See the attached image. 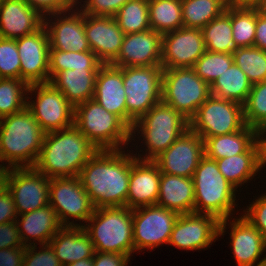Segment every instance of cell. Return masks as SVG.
Returning a JSON list of instances; mask_svg holds the SVG:
<instances>
[{
	"label": "cell",
	"instance_id": "1",
	"mask_svg": "<svg viewBox=\"0 0 266 266\" xmlns=\"http://www.w3.org/2000/svg\"><path fill=\"white\" fill-rule=\"evenodd\" d=\"M130 153L98 150L81 169L78 177L95 208L126 205Z\"/></svg>",
	"mask_w": 266,
	"mask_h": 266
},
{
	"label": "cell",
	"instance_id": "2",
	"mask_svg": "<svg viewBox=\"0 0 266 266\" xmlns=\"http://www.w3.org/2000/svg\"><path fill=\"white\" fill-rule=\"evenodd\" d=\"M74 125L45 133L34 168L48 178L76 177L98 151Z\"/></svg>",
	"mask_w": 266,
	"mask_h": 266
},
{
	"label": "cell",
	"instance_id": "3",
	"mask_svg": "<svg viewBox=\"0 0 266 266\" xmlns=\"http://www.w3.org/2000/svg\"><path fill=\"white\" fill-rule=\"evenodd\" d=\"M44 136L45 132L27 108L1 118V165L3 163V166L8 168L34 167L42 148Z\"/></svg>",
	"mask_w": 266,
	"mask_h": 266
},
{
	"label": "cell",
	"instance_id": "4",
	"mask_svg": "<svg viewBox=\"0 0 266 266\" xmlns=\"http://www.w3.org/2000/svg\"><path fill=\"white\" fill-rule=\"evenodd\" d=\"M188 128L189 120L180 112L162 101L157 103L140 119L136 120L130 130L131 141L134 140L135 137L133 136H136V132L139 134L141 132L140 137H143L142 141L147 147L146 155H143L144 158L139 152L134 156L140 160H154Z\"/></svg>",
	"mask_w": 266,
	"mask_h": 266
},
{
	"label": "cell",
	"instance_id": "5",
	"mask_svg": "<svg viewBox=\"0 0 266 266\" xmlns=\"http://www.w3.org/2000/svg\"><path fill=\"white\" fill-rule=\"evenodd\" d=\"M192 180L195 192L194 213L210 214L219 221L230 219L236 206L235 193L238 190L222 175L216 160L204 155Z\"/></svg>",
	"mask_w": 266,
	"mask_h": 266
},
{
	"label": "cell",
	"instance_id": "6",
	"mask_svg": "<svg viewBox=\"0 0 266 266\" xmlns=\"http://www.w3.org/2000/svg\"><path fill=\"white\" fill-rule=\"evenodd\" d=\"M86 223L83 228L95 251L129 257L134 254L132 209L126 206L95 208Z\"/></svg>",
	"mask_w": 266,
	"mask_h": 266
},
{
	"label": "cell",
	"instance_id": "7",
	"mask_svg": "<svg viewBox=\"0 0 266 266\" xmlns=\"http://www.w3.org/2000/svg\"><path fill=\"white\" fill-rule=\"evenodd\" d=\"M74 126L99 150H124L131 142V129L93 98L75 107Z\"/></svg>",
	"mask_w": 266,
	"mask_h": 266
},
{
	"label": "cell",
	"instance_id": "8",
	"mask_svg": "<svg viewBox=\"0 0 266 266\" xmlns=\"http://www.w3.org/2000/svg\"><path fill=\"white\" fill-rule=\"evenodd\" d=\"M161 101L190 120L211 95L210 85L192 67L163 69Z\"/></svg>",
	"mask_w": 266,
	"mask_h": 266
},
{
	"label": "cell",
	"instance_id": "9",
	"mask_svg": "<svg viewBox=\"0 0 266 266\" xmlns=\"http://www.w3.org/2000/svg\"><path fill=\"white\" fill-rule=\"evenodd\" d=\"M162 66L123 67V86L126 94L127 126L161 102Z\"/></svg>",
	"mask_w": 266,
	"mask_h": 266
},
{
	"label": "cell",
	"instance_id": "10",
	"mask_svg": "<svg viewBox=\"0 0 266 266\" xmlns=\"http://www.w3.org/2000/svg\"><path fill=\"white\" fill-rule=\"evenodd\" d=\"M243 105L210 95L189 120V128L204 140L230 134L245 126Z\"/></svg>",
	"mask_w": 266,
	"mask_h": 266
},
{
	"label": "cell",
	"instance_id": "11",
	"mask_svg": "<svg viewBox=\"0 0 266 266\" xmlns=\"http://www.w3.org/2000/svg\"><path fill=\"white\" fill-rule=\"evenodd\" d=\"M34 92L36 102L26 96V108L45 133L74 125L75 107L50 82L29 85L27 95Z\"/></svg>",
	"mask_w": 266,
	"mask_h": 266
},
{
	"label": "cell",
	"instance_id": "12",
	"mask_svg": "<svg viewBox=\"0 0 266 266\" xmlns=\"http://www.w3.org/2000/svg\"><path fill=\"white\" fill-rule=\"evenodd\" d=\"M49 205L55 210L62 226L83 227L81 223H74V219L86 223L95 210L78 176L50 178Z\"/></svg>",
	"mask_w": 266,
	"mask_h": 266
},
{
	"label": "cell",
	"instance_id": "13",
	"mask_svg": "<svg viewBox=\"0 0 266 266\" xmlns=\"http://www.w3.org/2000/svg\"><path fill=\"white\" fill-rule=\"evenodd\" d=\"M179 214L157 204L132 210L134 251L168 244Z\"/></svg>",
	"mask_w": 266,
	"mask_h": 266
},
{
	"label": "cell",
	"instance_id": "14",
	"mask_svg": "<svg viewBox=\"0 0 266 266\" xmlns=\"http://www.w3.org/2000/svg\"><path fill=\"white\" fill-rule=\"evenodd\" d=\"M49 181L50 178L34 167L10 168L6 187L18 215L49 205Z\"/></svg>",
	"mask_w": 266,
	"mask_h": 266
},
{
	"label": "cell",
	"instance_id": "15",
	"mask_svg": "<svg viewBox=\"0 0 266 266\" xmlns=\"http://www.w3.org/2000/svg\"><path fill=\"white\" fill-rule=\"evenodd\" d=\"M75 7L44 17L50 49L73 52L91 51L85 32V14L77 8V4ZM50 17L56 20H50Z\"/></svg>",
	"mask_w": 266,
	"mask_h": 266
},
{
	"label": "cell",
	"instance_id": "16",
	"mask_svg": "<svg viewBox=\"0 0 266 266\" xmlns=\"http://www.w3.org/2000/svg\"><path fill=\"white\" fill-rule=\"evenodd\" d=\"M20 79L28 85L49 83V36L43 25L39 30L16 39Z\"/></svg>",
	"mask_w": 266,
	"mask_h": 266
},
{
	"label": "cell",
	"instance_id": "17",
	"mask_svg": "<svg viewBox=\"0 0 266 266\" xmlns=\"http://www.w3.org/2000/svg\"><path fill=\"white\" fill-rule=\"evenodd\" d=\"M204 156V140L188 128L168 149L153 161L161 173L192 178Z\"/></svg>",
	"mask_w": 266,
	"mask_h": 266
},
{
	"label": "cell",
	"instance_id": "18",
	"mask_svg": "<svg viewBox=\"0 0 266 266\" xmlns=\"http://www.w3.org/2000/svg\"><path fill=\"white\" fill-rule=\"evenodd\" d=\"M205 51L201 29L182 27L163 34L161 66L163 69L193 67Z\"/></svg>",
	"mask_w": 266,
	"mask_h": 266
},
{
	"label": "cell",
	"instance_id": "19",
	"mask_svg": "<svg viewBox=\"0 0 266 266\" xmlns=\"http://www.w3.org/2000/svg\"><path fill=\"white\" fill-rule=\"evenodd\" d=\"M220 221L210 214H179L171 232L170 245L184 250H202L217 240Z\"/></svg>",
	"mask_w": 266,
	"mask_h": 266
},
{
	"label": "cell",
	"instance_id": "20",
	"mask_svg": "<svg viewBox=\"0 0 266 266\" xmlns=\"http://www.w3.org/2000/svg\"><path fill=\"white\" fill-rule=\"evenodd\" d=\"M162 36L153 29L125 34L121 50L111 65L116 67L161 66Z\"/></svg>",
	"mask_w": 266,
	"mask_h": 266
},
{
	"label": "cell",
	"instance_id": "21",
	"mask_svg": "<svg viewBox=\"0 0 266 266\" xmlns=\"http://www.w3.org/2000/svg\"><path fill=\"white\" fill-rule=\"evenodd\" d=\"M161 171L153 160H140L130 154V178L126 207L155 205L159 196Z\"/></svg>",
	"mask_w": 266,
	"mask_h": 266
},
{
	"label": "cell",
	"instance_id": "22",
	"mask_svg": "<svg viewBox=\"0 0 266 266\" xmlns=\"http://www.w3.org/2000/svg\"><path fill=\"white\" fill-rule=\"evenodd\" d=\"M221 220L219 223L218 236L224 235L227 225H230V239L233 257L237 266H255L263 252L266 251V241L261 232L252 226L243 216L233 219Z\"/></svg>",
	"mask_w": 266,
	"mask_h": 266
},
{
	"label": "cell",
	"instance_id": "23",
	"mask_svg": "<svg viewBox=\"0 0 266 266\" xmlns=\"http://www.w3.org/2000/svg\"><path fill=\"white\" fill-rule=\"evenodd\" d=\"M85 32L91 51L103 64H111L117 58L125 36L115 18L85 14Z\"/></svg>",
	"mask_w": 266,
	"mask_h": 266
},
{
	"label": "cell",
	"instance_id": "24",
	"mask_svg": "<svg viewBox=\"0 0 266 266\" xmlns=\"http://www.w3.org/2000/svg\"><path fill=\"white\" fill-rule=\"evenodd\" d=\"M44 25V17L24 0L0 1V37L19 39Z\"/></svg>",
	"mask_w": 266,
	"mask_h": 266
},
{
	"label": "cell",
	"instance_id": "25",
	"mask_svg": "<svg viewBox=\"0 0 266 266\" xmlns=\"http://www.w3.org/2000/svg\"><path fill=\"white\" fill-rule=\"evenodd\" d=\"M93 99L127 125L123 67L103 64L96 75Z\"/></svg>",
	"mask_w": 266,
	"mask_h": 266
},
{
	"label": "cell",
	"instance_id": "26",
	"mask_svg": "<svg viewBox=\"0 0 266 266\" xmlns=\"http://www.w3.org/2000/svg\"><path fill=\"white\" fill-rule=\"evenodd\" d=\"M56 257L66 266L85 258H93L95 249L82 226H63L50 240Z\"/></svg>",
	"mask_w": 266,
	"mask_h": 266
},
{
	"label": "cell",
	"instance_id": "27",
	"mask_svg": "<svg viewBox=\"0 0 266 266\" xmlns=\"http://www.w3.org/2000/svg\"><path fill=\"white\" fill-rule=\"evenodd\" d=\"M18 216L21 221L16 220V223L24 246L34 245L36 240L39 245L49 244L51 238L63 227L50 205Z\"/></svg>",
	"mask_w": 266,
	"mask_h": 266
},
{
	"label": "cell",
	"instance_id": "28",
	"mask_svg": "<svg viewBox=\"0 0 266 266\" xmlns=\"http://www.w3.org/2000/svg\"><path fill=\"white\" fill-rule=\"evenodd\" d=\"M195 192L192 178L161 173L157 205L178 214L194 213Z\"/></svg>",
	"mask_w": 266,
	"mask_h": 266
},
{
	"label": "cell",
	"instance_id": "29",
	"mask_svg": "<svg viewBox=\"0 0 266 266\" xmlns=\"http://www.w3.org/2000/svg\"><path fill=\"white\" fill-rule=\"evenodd\" d=\"M99 69H74L58 72L50 83L74 106L94 97L95 80Z\"/></svg>",
	"mask_w": 266,
	"mask_h": 266
},
{
	"label": "cell",
	"instance_id": "30",
	"mask_svg": "<svg viewBox=\"0 0 266 266\" xmlns=\"http://www.w3.org/2000/svg\"><path fill=\"white\" fill-rule=\"evenodd\" d=\"M216 163L222 175L236 189L247 184L262 169L259 139L245 153L218 159Z\"/></svg>",
	"mask_w": 266,
	"mask_h": 266
},
{
	"label": "cell",
	"instance_id": "31",
	"mask_svg": "<svg viewBox=\"0 0 266 266\" xmlns=\"http://www.w3.org/2000/svg\"><path fill=\"white\" fill-rule=\"evenodd\" d=\"M259 139V131L245 125L241 130L230 134L204 139V155L218 160L245 153Z\"/></svg>",
	"mask_w": 266,
	"mask_h": 266
},
{
	"label": "cell",
	"instance_id": "32",
	"mask_svg": "<svg viewBox=\"0 0 266 266\" xmlns=\"http://www.w3.org/2000/svg\"><path fill=\"white\" fill-rule=\"evenodd\" d=\"M206 50L233 54L239 47L233 39L231 24V2L225 11L202 29Z\"/></svg>",
	"mask_w": 266,
	"mask_h": 266
},
{
	"label": "cell",
	"instance_id": "33",
	"mask_svg": "<svg viewBox=\"0 0 266 266\" xmlns=\"http://www.w3.org/2000/svg\"><path fill=\"white\" fill-rule=\"evenodd\" d=\"M252 84L246 74L233 63L224 73L210 85L211 95L220 99L244 104L250 93Z\"/></svg>",
	"mask_w": 266,
	"mask_h": 266
},
{
	"label": "cell",
	"instance_id": "34",
	"mask_svg": "<svg viewBox=\"0 0 266 266\" xmlns=\"http://www.w3.org/2000/svg\"><path fill=\"white\" fill-rule=\"evenodd\" d=\"M151 29L165 34L183 26L182 0H148Z\"/></svg>",
	"mask_w": 266,
	"mask_h": 266
},
{
	"label": "cell",
	"instance_id": "35",
	"mask_svg": "<svg viewBox=\"0 0 266 266\" xmlns=\"http://www.w3.org/2000/svg\"><path fill=\"white\" fill-rule=\"evenodd\" d=\"M231 0H182V20L186 28L202 29L225 11Z\"/></svg>",
	"mask_w": 266,
	"mask_h": 266
},
{
	"label": "cell",
	"instance_id": "36",
	"mask_svg": "<svg viewBox=\"0 0 266 266\" xmlns=\"http://www.w3.org/2000/svg\"><path fill=\"white\" fill-rule=\"evenodd\" d=\"M103 63L92 51L73 52L49 49L50 80L60 71L74 69H99Z\"/></svg>",
	"mask_w": 266,
	"mask_h": 266
},
{
	"label": "cell",
	"instance_id": "37",
	"mask_svg": "<svg viewBox=\"0 0 266 266\" xmlns=\"http://www.w3.org/2000/svg\"><path fill=\"white\" fill-rule=\"evenodd\" d=\"M231 24L233 39L238 47L254 46L256 8L231 1Z\"/></svg>",
	"mask_w": 266,
	"mask_h": 266
},
{
	"label": "cell",
	"instance_id": "38",
	"mask_svg": "<svg viewBox=\"0 0 266 266\" xmlns=\"http://www.w3.org/2000/svg\"><path fill=\"white\" fill-rule=\"evenodd\" d=\"M124 34L144 32L149 29L148 0H129L114 16Z\"/></svg>",
	"mask_w": 266,
	"mask_h": 266
},
{
	"label": "cell",
	"instance_id": "39",
	"mask_svg": "<svg viewBox=\"0 0 266 266\" xmlns=\"http://www.w3.org/2000/svg\"><path fill=\"white\" fill-rule=\"evenodd\" d=\"M28 88L21 79L0 78V119L26 108Z\"/></svg>",
	"mask_w": 266,
	"mask_h": 266
},
{
	"label": "cell",
	"instance_id": "40",
	"mask_svg": "<svg viewBox=\"0 0 266 266\" xmlns=\"http://www.w3.org/2000/svg\"><path fill=\"white\" fill-rule=\"evenodd\" d=\"M232 55L252 85L266 81V51L255 46L239 47Z\"/></svg>",
	"mask_w": 266,
	"mask_h": 266
},
{
	"label": "cell",
	"instance_id": "41",
	"mask_svg": "<svg viewBox=\"0 0 266 266\" xmlns=\"http://www.w3.org/2000/svg\"><path fill=\"white\" fill-rule=\"evenodd\" d=\"M245 124L258 131L266 128V81L253 84L243 104Z\"/></svg>",
	"mask_w": 266,
	"mask_h": 266
},
{
	"label": "cell",
	"instance_id": "42",
	"mask_svg": "<svg viewBox=\"0 0 266 266\" xmlns=\"http://www.w3.org/2000/svg\"><path fill=\"white\" fill-rule=\"evenodd\" d=\"M234 63L233 55L228 53L205 51L192 67L195 73L211 85Z\"/></svg>",
	"mask_w": 266,
	"mask_h": 266
},
{
	"label": "cell",
	"instance_id": "43",
	"mask_svg": "<svg viewBox=\"0 0 266 266\" xmlns=\"http://www.w3.org/2000/svg\"><path fill=\"white\" fill-rule=\"evenodd\" d=\"M20 64L16 40L0 37V78L20 79Z\"/></svg>",
	"mask_w": 266,
	"mask_h": 266
},
{
	"label": "cell",
	"instance_id": "44",
	"mask_svg": "<svg viewBox=\"0 0 266 266\" xmlns=\"http://www.w3.org/2000/svg\"><path fill=\"white\" fill-rule=\"evenodd\" d=\"M36 247L37 244L26 246L23 266H62L50 244H41L40 251Z\"/></svg>",
	"mask_w": 266,
	"mask_h": 266
},
{
	"label": "cell",
	"instance_id": "45",
	"mask_svg": "<svg viewBox=\"0 0 266 266\" xmlns=\"http://www.w3.org/2000/svg\"><path fill=\"white\" fill-rule=\"evenodd\" d=\"M129 0H85L79 2L76 0V3H81L77 7H80V10L84 14L94 15V16H112L114 17L118 10ZM85 2V3H84Z\"/></svg>",
	"mask_w": 266,
	"mask_h": 266
},
{
	"label": "cell",
	"instance_id": "46",
	"mask_svg": "<svg viewBox=\"0 0 266 266\" xmlns=\"http://www.w3.org/2000/svg\"><path fill=\"white\" fill-rule=\"evenodd\" d=\"M243 212L242 216L261 232L266 241V193L248 205Z\"/></svg>",
	"mask_w": 266,
	"mask_h": 266
},
{
	"label": "cell",
	"instance_id": "47",
	"mask_svg": "<svg viewBox=\"0 0 266 266\" xmlns=\"http://www.w3.org/2000/svg\"><path fill=\"white\" fill-rule=\"evenodd\" d=\"M32 9L43 17L72 9L76 0H24Z\"/></svg>",
	"mask_w": 266,
	"mask_h": 266
},
{
	"label": "cell",
	"instance_id": "48",
	"mask_svg": "<svg viewBox=\"0 0 266 266\" xmlns=\"http://www.w3.org/2000/svg\"><path fill=\"white\" fill-rule=\"evenodd\" d=\"M26 247L21 241L16 221L0 224V249Z\"/></svg>",
	"mask_w": 266,
	"mask_h": 266
},
{
	"label": "cell",
	"instance_id": "49",
	"mask_svg": "<svg viewBox=\"0 0 266 266\" xmlns=\"http://www.w3.org/2000/svg\"><path fill=\"white\" fill-rule=\"evenodd\" d=\"M15 202L7 187L0 192V224L18 220Z\"/></svg>",
	"mask_w": 266,
	"mask_h": 266
},
{
	"label": "cell",
	"instance_id": "50",
	"mask_svg": "<svg viewBox=\"0 0 266 266\" xmlns=\"http://www.w3.org/2000/svg\"><path fill=\"white\" fill-rule=\"evenodd\" d=\"M131 257L113 252L95 251L93 256V266H127Z\"/></svg>",
	"mask_w": 266,
	"mask_h": 266
},
{
	"label": "cell",
	"instance_id": "51",
	"mask_svg": "<svg viewBox=\"0 0 266 266\" xmlns=\"http://www.w3.org/2000/svg\"><path fill=\"white\" fill-rule=\"evenodd\" d=\"M25 248L0 249V266H23Z\"/></svg>",
	"mask_w": 266,
	"mask_h": 266
},
{
	"label": "cell",
	"instance_id": "52",
	"mask_svg": "<svg viewBox=\"0 0 266 266\" xmlns=\"http://www.w3.org/2000/svg\"><path fill=\"white\" fill-rule=\"evenodd\" d=\"M254 46L266 51V19L258 14L257 9Z\"/></svg>",
	"mask_w": 266,
	"mask_h": 266
},
{
	"label": "cell",
	"instance_id": "53",
	"mask_svg": "<svg viewBox=\"0 0 266 266\" xmlns=\"http://www.w3.org/2000/svg\"><path fill=\"white\" fill-rule=\"evenodd\" d=\"M259 142L261 146V168L266 165V128L259 130Z\"/></svg>",
	"mask_w": 266,
	"mask_h": 266
},
{
	"label": "cell",
	"instance_id": "54",
	"mask_svg": "<svg viewBox=\"0 0 266 266\" xmlns=\"http://www.w3.org/2000/svg\"><path fill=\"white\" fill-rule=\"evenodd\" d=\"M10 168L0 164V192L6 188L7 176Z\"/></svg>",
	"mask_w": 266,
	"mask_h": 266
},
{
	"label": "cell",
	"instance_id": "55",
	"mask_svg": "<svg viewBox=\"0 0 266 266\" xmlns=\"http://www.w3.org/2000/svg\"><path fill=\"white\" fill-rule=\"evenodd\" d=\"M260 16L266 19V0H258L254 5H253Z\"/></svg>",
	"mask_w": 266,
	"mask_h": 266
},
{
	"label": "cell",
	"instance_id": "56",
	"mask_svg": "<svg viewBox=\"0 0 266 266\" xmlns=\"http://www.w3.org/2000/svg\"><path fill=\"white\" fill-rule=\"evenodd\" d=\"M66 266H93V258H85L79 261H75Z\"/></svg>",
	"mask_w": 266,
	"mask_h": 266
},
{
	"label": "cell",
	"instance_id": "57",
	"mask_svg": "<svg viewBox=\"0 0 266 266\" xmlns=\"http://www.w3.org/2000/svg\"><path fill=\"white\" fill-rule=\"evenodd\" d=\"M231 1L242 5H254L258 0H231Z\"/></svg>",
	"mask_w": 266,
	"mask_h": 266
},
{
	"label": "cell",
	"instance_id": "58",
	"mask_svg": "<svg viewBox=\"0 0 266 266\" xmlns=\"http://www.w3.org/2000/svg\"><path fill=\"white\" fill-rule=\"evenodd\" d=\"M256 266H266V256L261 258V261L256 264Z\"/></svg>",
	"mask_w": 266,
	"mask_h": 266
}]
</instances>
